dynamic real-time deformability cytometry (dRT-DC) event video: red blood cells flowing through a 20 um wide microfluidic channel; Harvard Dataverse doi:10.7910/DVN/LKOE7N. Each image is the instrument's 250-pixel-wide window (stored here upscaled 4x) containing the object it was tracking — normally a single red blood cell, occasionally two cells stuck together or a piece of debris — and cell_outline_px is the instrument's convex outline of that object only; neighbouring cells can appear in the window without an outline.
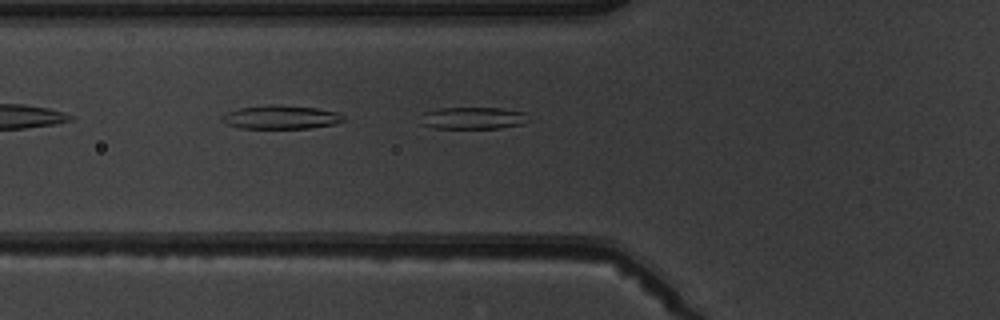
{"species": "common noctule bat (a hibernating species)", "species_latin": "Nyctalus noctula", "temperature_condition": "warm", "stored_images_in_passage": 6, "camera_frame_rate_fps": 3000, "um_per_image_px": 0.085, "animal": {"sex": "male", "body_mass_g": 19.5, "forearm_length_mm": 54.6}, "frame": {"image": 1, "passage_image": 6, "time_ms": 6.0, "image_size_px": [1000, 320], "cell_outline_px": [[536, 120], [524, 124], [500, 128], [432, 128], [420, 124], [420, 112], [440, 108], [500, 108], [524, 112]], "centroid_in_image_um": [40.24, 10.04], "position_along_channel_um": 85.6, "area_um2": 14.39}}